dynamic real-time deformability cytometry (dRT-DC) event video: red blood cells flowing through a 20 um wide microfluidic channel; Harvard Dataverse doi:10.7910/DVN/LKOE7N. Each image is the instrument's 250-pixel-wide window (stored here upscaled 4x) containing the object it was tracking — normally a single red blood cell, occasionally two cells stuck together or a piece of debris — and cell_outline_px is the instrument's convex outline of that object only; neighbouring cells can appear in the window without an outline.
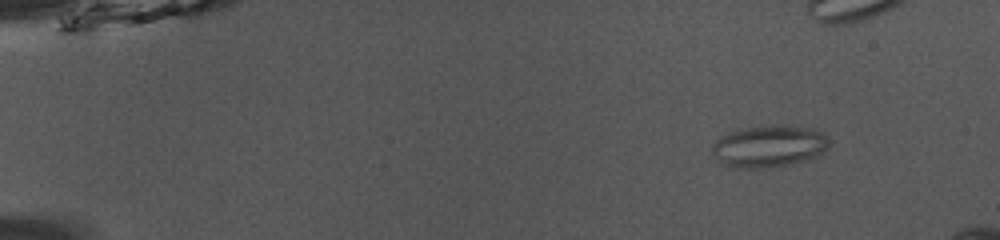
{"species": "common noctule bat (a hibernating species)", "species_latin": "Nyctalus noctula", "temperature_condition": "room temperature", "stored_images_in_passage": 43, "camera_frame_rate_fps": 3000, "um_per_image_px": 0.085, "animal": {"sex": "male", "body_mass_g": 13.0, "forearm_length_mm": 53.1}, "frame": {"image": 1, "passage_image": 4, "time_ms": 1.0, "image_size_px": [1000, 240], "cell_outline_px": [[828, 148], [812, 156], [788, 164], [764, 168], [732, 168], [720, 164], [712, 152], [712, 144], [720, 136], [728, 132], [744, 128], [772, 124], [816, 128], [824, 132], [828, 136]], "centroid_in_image_um": [65.31, 12.4], "position_along_channel_um": 19.7, "area_um2": 28.67}}
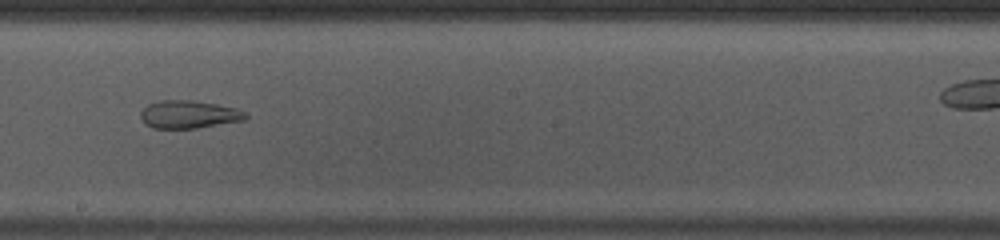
{"frame": {"image": 2, "passage_image": 28, "time_ms": 9.0, "image_size_px": [1000, 240], "cell_outline_px": [[248, 116], [244, 120], [196, 128], [152, 128], [144, 124], [140, 116], [140, 112], [148, 104], [160, 100], [192, 100], [216, 104], [236, 108], [248, 112]], "centroid_in_image_um": [16.05, 9.72], "position_along_channel_um": 232.2, "area_um2": 17.11}}
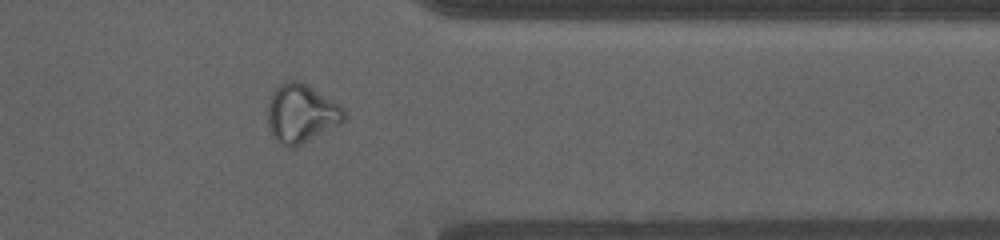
{"frame": {"image": 3, "passage_image": 40, "time_ms": 13.0, "image_size_px": [1000, 240], "cell_outline_px": [[344, 120], [340, 124], [292, 148], [288, 148], [276, 144], [268, 128], [268, 104], [276, 88], [280, 84], [288, 80], [296, 80], [304, 84], [344, 108]], "centroid_in_image_um": [25.55, 9.69], "position_along_channel_um": 385.9, "area_um2": 25.61}}